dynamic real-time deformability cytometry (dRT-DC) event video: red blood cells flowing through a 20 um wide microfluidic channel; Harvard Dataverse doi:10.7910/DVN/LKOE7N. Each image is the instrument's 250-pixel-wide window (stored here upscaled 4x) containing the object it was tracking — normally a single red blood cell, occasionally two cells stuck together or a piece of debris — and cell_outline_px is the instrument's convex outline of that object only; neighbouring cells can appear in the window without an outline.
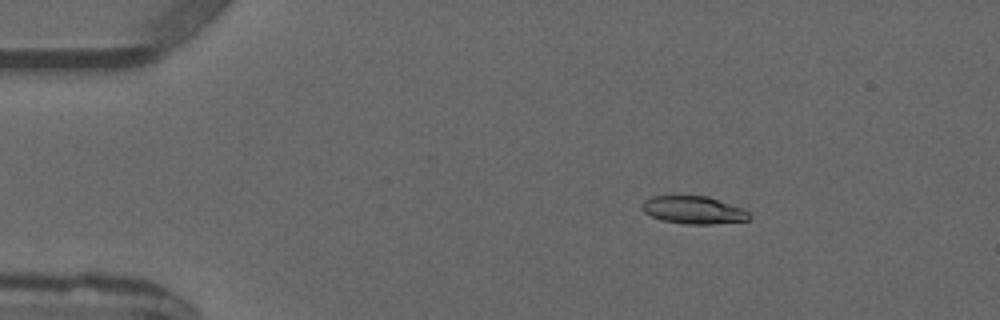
{"species": "common noctule bat (a hibernating species)", "species_latin": "Nyctalus noctula", "temperature_condition": "warm", "stored_images_in_passage": 3, "camera_frame_rate_fps": 3000, "um_per_image_px": 0.085, "animal": {"sex": "male", "forearm_length_mm": 52.5}, "frame": {"image": 1, "passage_image": 1, "time_ms": 0.0, "image_size_px": [1000, 320], "cell_outline_px": [[752, 216], [748, 220], [712, 224], [688, 224], [660, 220], [644, 212], [640, 208], [640, 204], [644, 200], [652, 196], [708, 196], [744, 208]], "centroid_in_image_um": [58.94, 17.85], "position_along_channel_um": 26.1, "area_um2": 17.46}}